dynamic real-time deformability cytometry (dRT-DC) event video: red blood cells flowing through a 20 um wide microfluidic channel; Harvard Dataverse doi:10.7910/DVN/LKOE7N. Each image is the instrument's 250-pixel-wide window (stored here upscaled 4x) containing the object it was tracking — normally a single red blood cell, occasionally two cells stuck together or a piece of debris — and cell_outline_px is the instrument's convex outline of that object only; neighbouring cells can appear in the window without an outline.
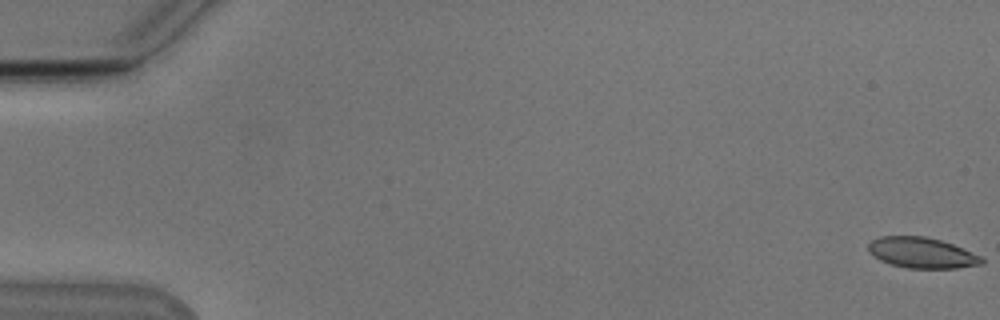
{"species": "Egyptian fruit bat (a non-hibernating species)", "species_latin": "Rousettus aegyptiacus", "temperature_condition": "cold", "stored_images_in_passage": 54, "camera_frame_rate_fps": 3000, "um_per_image_px": 0.085, "animal": {"sex": "male"}, "frame": {"image": 1, "passage_image": 1, "time_ms": 0.0, "image_size_px": [1000, 320], "cell_outline_px": [[984, 264], [956, 268], [908, 268], [892, 264], [880, 260], [872, 256], [868, 252], [868, 244], [872, 240], [880, 236], [924, 236], [940, 240], [952, 244], [984, 256]], "centroid_in_image_um": [78.37, 21.49], "position_along_channel_um": 6.6, "area_um2": 20.4}}
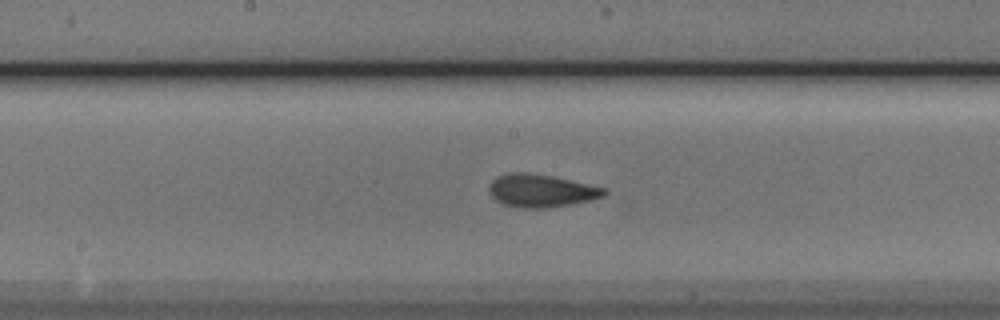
{"frame": {"image": 2, "passage_image": 29, "time_ms": 9.333, "image_size_px": [1000, 320], "cell_outline_px": [[608, 192], [604, 196], [592, 200], [548, 208], [520, 208], [504, 204], [496, 200], [488, 192], [488, 188], [492, 180], [496, 176], [512, 172], [524, 172], [552, 176], [608, 188]], "centroid_in_image_um": [46.01, 16.21], "position_along_channel_um": 202.2, "area_um2": 22.2}}
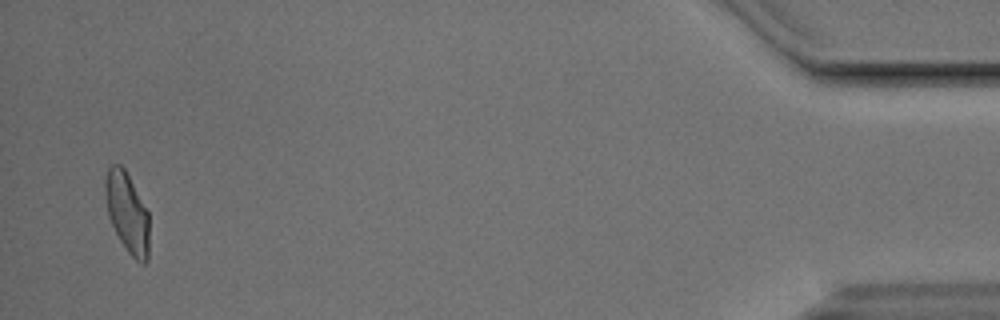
{"frame": {"image": 3, "passage_image": 53, "time_ms": 17.333, "image_size_px": [1000, 320], "cell_outline_px": [[148, 260], [144, 264], [140, 264], [128, 252], [120, 240], [108, 216], [104, 192], [104, 180], [108, 168], [112, 164], [120, 164], [124, 168], [148, 212]], "centroid_in_image_um": [10.79, 18.07], "position_along_channel_um": 424.4, "area_um2": 20.4}, "authors_computed_cell_mechanics": {"area_um2": 20.808, "velocity_mm_per_s": 3.824, "shape_relaxation_time_tau1_ms": 9.2577, "shape_relaxation_time_tau2_ms": 1.3826, "deformation_change_tau1": 0.2105, "deformation_change_tau2": 0.0659}}